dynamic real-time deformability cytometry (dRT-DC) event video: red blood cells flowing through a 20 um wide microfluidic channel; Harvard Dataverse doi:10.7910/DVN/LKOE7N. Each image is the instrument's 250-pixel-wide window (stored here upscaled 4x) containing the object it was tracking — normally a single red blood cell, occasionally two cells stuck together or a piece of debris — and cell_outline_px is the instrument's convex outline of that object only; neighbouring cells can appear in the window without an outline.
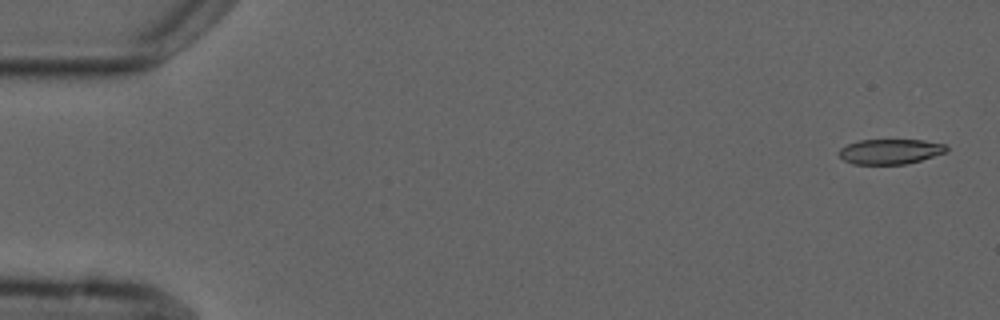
{"species": "common noctule bat (a hibernating species)", "species_latin": "Nyctalus noctula", "temperature_condition": "cold", "stored_images_in_passage": 5, "camera_frame_rate_fps": 3000, "um_per_image_px": 0.085, "animal": {"sex": "male", "forearm_length_mm": 52.5}, "frame": {"image": 1, "passage_image": 1, "time_ms": 0.0, "image_size_px": [1000, 320], "cell_outline_px": [[948, 152], [920, 160], [904, 164], [852, 164], [844, 160], [836, 152], [840, 148], [848, 144], [860, 140], [924, 140], [944, 144], [948, 148]], "centroid_in_image_um": [75.65, 12.88], "position_along_channel_um": 9.3, "area_um2": 15.72}}
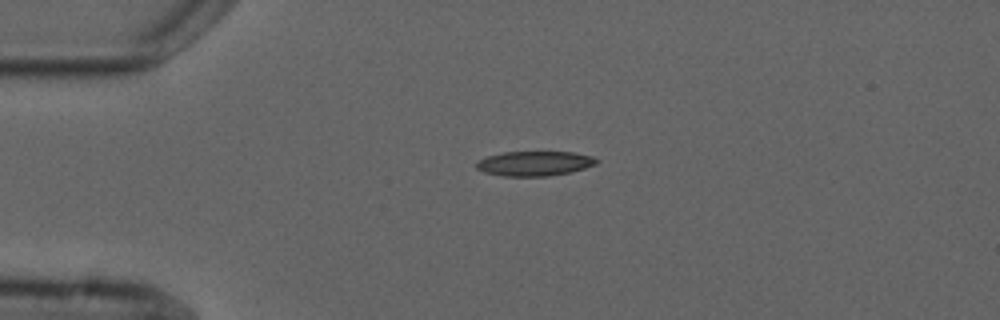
{"frame": {"image": 2, "passage_image": 4, "time_ms": 3.667, "image_size_px": [1000, 320], "cell_outline_px": [[600, 160], [596, 164], [584, 168], [568, 172], [548, 176], [504, 176], [484, 172], [476, 168], [476, 160], [488, 156], [504, 152], [572, 152], [592, 156]], "centroid_in_image_um": [45.42, 13.89], "position_along_channel_um": 39.6, "area_um2": 17.22}}